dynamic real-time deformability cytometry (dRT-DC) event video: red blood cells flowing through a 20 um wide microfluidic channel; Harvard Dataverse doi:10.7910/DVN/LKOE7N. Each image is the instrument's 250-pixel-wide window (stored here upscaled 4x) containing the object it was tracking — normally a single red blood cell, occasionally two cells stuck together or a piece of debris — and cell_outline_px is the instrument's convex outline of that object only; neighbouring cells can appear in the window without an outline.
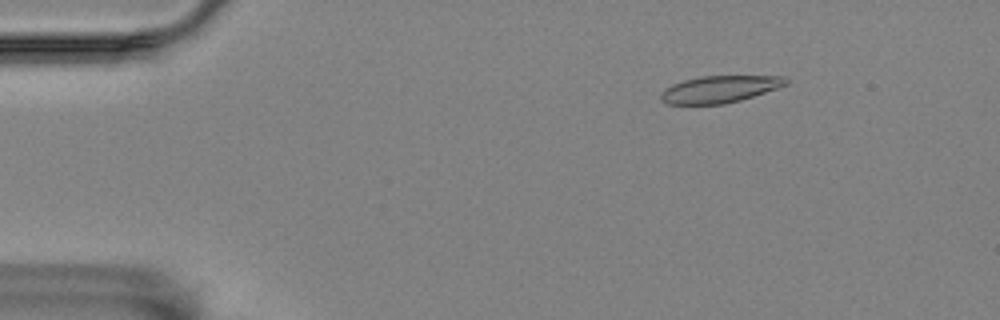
{"species": "Egyptian fruit bat (a non-hibernating species)", "species_latin": "Rousettus aegyptiacus", "temperature_condition": "room temperature", "stored_images_in_passage": 57, "camera_frame_rate_fps": 3000, "um_per_image_px": 0.085, "animal": {"sex": "female"}, "frame": {"image": 1, "passage_image": 8, "time_ms": 2.333, "image_size_px": [1000, 320], "cell_outline_px": [[788, 84], [740, 100], [724, 104], [668, 104], [660, 100], [660, 92], [664, 88], [672, 84], [684, 80], [700, 76], [784, 76], [788, 80]], "centroid_in_image_um": [61.12, 7.58], "position_along_channel_um": 23.9, "area_um2": 19.59}}
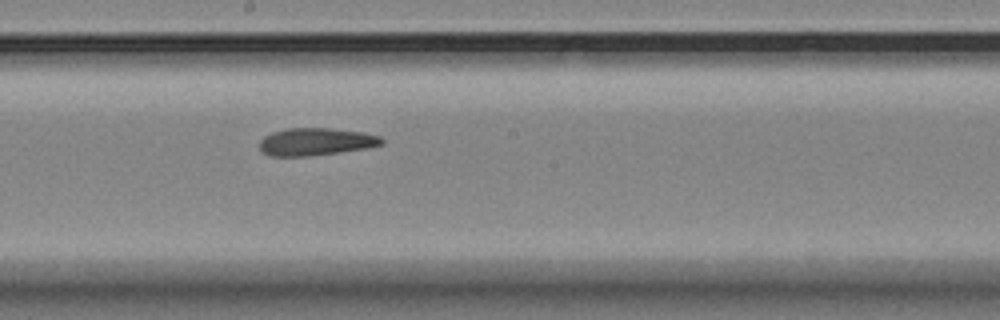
{"frame": {"image": 2, "passage_image": 31, "time_ms": 10.0, "image_size_px": [1000, 320], "cell_outline_px": [[384, 144], [368, 148], [340, 152], [308, 156], [272, 156], [260, 152], [260, 140], [264, 136], [272, 132], [288, 128], [328, 128], [360, 132], [380, 136], [384, 140]], "centroid_in_image_um": [26.84, 12.05], "position_along_channel_um": 221.4, "area_um2": 19.59}}
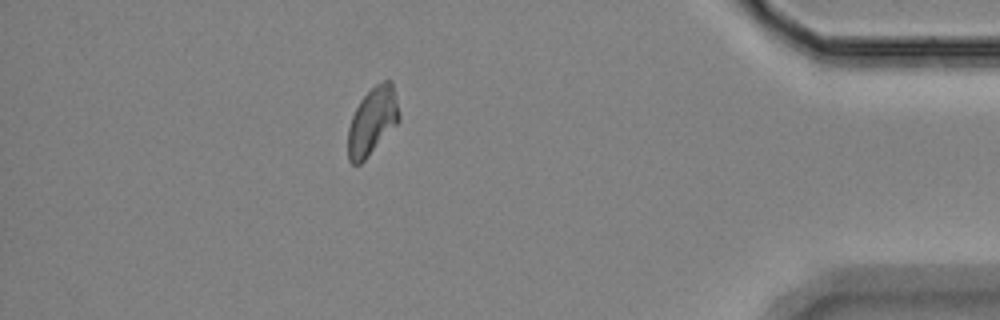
{"frame": {"image": 3, "passage_image": 50, "time_ms": 16.333, "image_size_px": [1000, 320], "cell_outline_px": [[400, 120], [364, 160], [360, 164], [352, 164], [348, 160], [348, 128], [352, 116], [360, 100], [376, 84], [384, 80], [392, 80], [400, 116]], "centroid_in_image_um": [31.64, 10.28], "position_along_channel_um": 403.6, "area_um2": 19.83}, "authors_computed_cell_mechanics": {"area_um2": 20.1722, "velocity_mm_per_s": 3.5243, "shape_relaxation_time_tau1_ms": 8.9724, "shape_relaxation_time_tau2_ms": 3.2796, "deformation_change_tau1": 0.1682, "deformation_change_tau2": 0.1074}}